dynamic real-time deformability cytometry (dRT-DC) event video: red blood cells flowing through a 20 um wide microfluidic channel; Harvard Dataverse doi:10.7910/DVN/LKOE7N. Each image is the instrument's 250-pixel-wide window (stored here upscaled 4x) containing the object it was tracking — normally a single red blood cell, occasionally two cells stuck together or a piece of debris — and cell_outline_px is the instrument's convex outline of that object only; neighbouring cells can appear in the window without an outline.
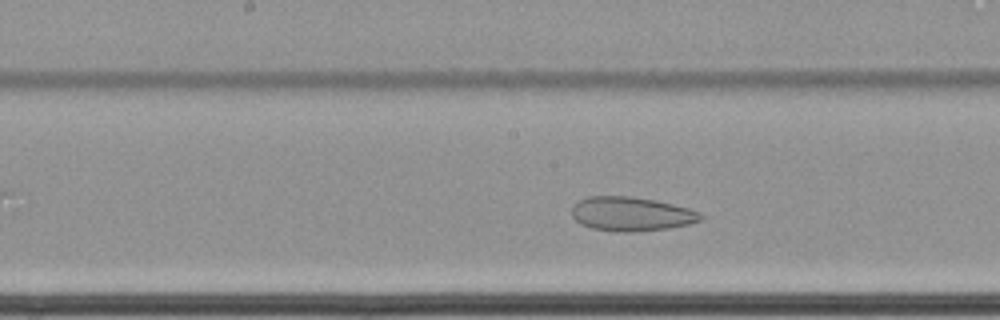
{"species": "common noctule bat (a hibernating species)", "species_latin": "Nyctalus noctula", "temperature_condition": "cold", "stored_images_in_passage": 44, "camera_frame_rate_fps": 3000, "um_per_image_px": 0.085, "animal": {"sex": "female", "body_mass_g": 22.7, "forearm_length_mm": 54.2}, "frame": {"image": 1, "passage_image": 23, "time_ms": 7.333, "image_size_px": [1000, 320], "cell_outline_px": [[704, 220], [688, 224], [668, 228], [628, 232], [612, 232], [592, 228], [580, 224], [572, 216], [572, 204], [588, 196], [632, 196], [656, 200], [688, 208], [700, 212], [704, 216]], "centroid_in_image_um": [53.65, 18.18], "position_along_channel_um": 194.5, "area_um2": 25.84}}
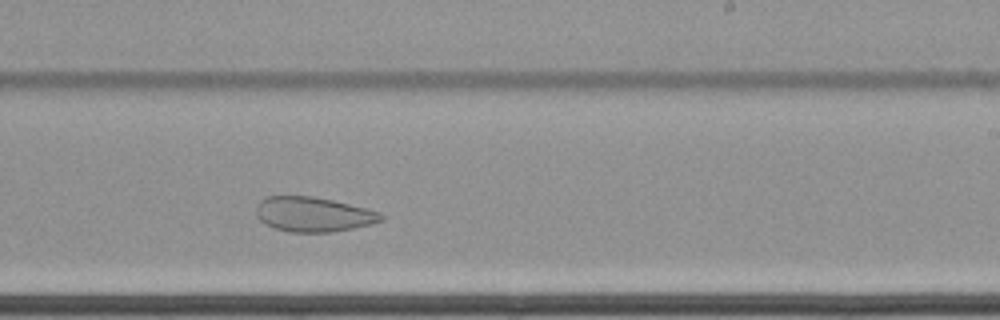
{"frame": {"image": 2, "passage_image": 29, "time_ms": 9.333, "image_size_px": [1000, 320], "cell_outline_px": [[384, 220], [372, 224], [332, 232], [288, 232], [276, 228], [260, 220], [256, 216], [256, 208], [260, 200], [268, 196], [312, 196], [332, 200], [380, 212], [384, 216]], "centroid_in_image_um": [26.63, 18.22], "position_along_channel_um": 262.4, "area_um2": 25.14}}
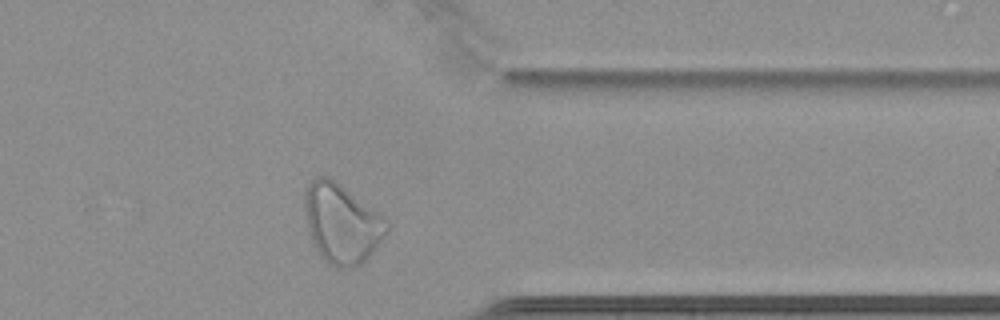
{"frame": {"image": 3, "passage_image": 40, "time_ms": 13.0, "image_size_px": [1000, 320], "cell_outline_px": [[388, 232], [376, 248], [360, 264], [352, 268], [336, 268], [328, 264], [320, 256], [312, 244], [308, 236], [304, 212], [304, 192], [308, 184], [316, 176], [328, 176], [336, 180], [384, 216], [388, 220]], "centroid_in_image_um": [29.01, 18.99], "position_along_channel_um": 382.4, "area_um2": 38.67}}